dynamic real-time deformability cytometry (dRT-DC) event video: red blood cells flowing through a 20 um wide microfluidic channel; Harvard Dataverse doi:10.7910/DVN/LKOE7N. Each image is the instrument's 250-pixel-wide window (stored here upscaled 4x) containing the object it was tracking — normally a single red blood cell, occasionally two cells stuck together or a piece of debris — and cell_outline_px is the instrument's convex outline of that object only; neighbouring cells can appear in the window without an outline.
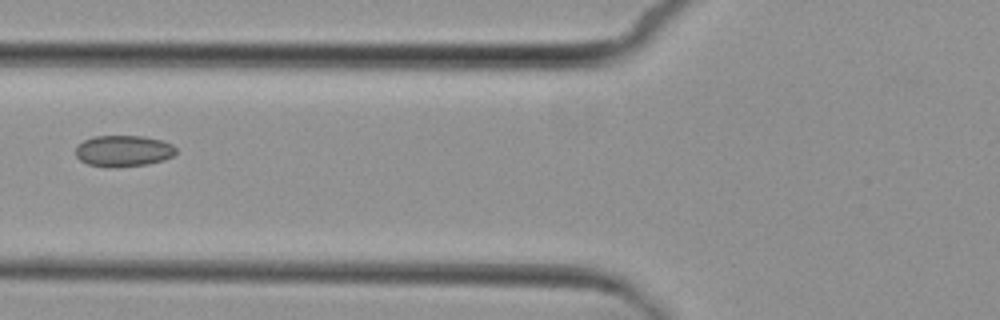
{"species": "common noctule bat (a hibernating species)", "species_latin": "Nyctalus noctula", "temperature_condition": "cold", "stored_images_in_passage": 5, "camera_frame_rate_fps": 3000, "um_per_image_px": 0.085, "animal": {"sex": "female", "body_mass_g": 29.2, "forearm_length_mm": 56.3}, "frame": {"image": 1, "passage_image": 5, "time_ms": 4.667, "image_size_px": [1000, 320], "cell_outline_px": [[176, 152], [172, 156], [164, 160], [148, 164], [88, 164], [80, 160], [76, 156], [76, 148], [84, 140], [92, 136], [144, 136], [164, 140], [172, 144], [176, 148]], "centroid_in_image_um": [10.54, 12.77], "position_along_channel_um": 115.3, "area_um2": 17.57}}